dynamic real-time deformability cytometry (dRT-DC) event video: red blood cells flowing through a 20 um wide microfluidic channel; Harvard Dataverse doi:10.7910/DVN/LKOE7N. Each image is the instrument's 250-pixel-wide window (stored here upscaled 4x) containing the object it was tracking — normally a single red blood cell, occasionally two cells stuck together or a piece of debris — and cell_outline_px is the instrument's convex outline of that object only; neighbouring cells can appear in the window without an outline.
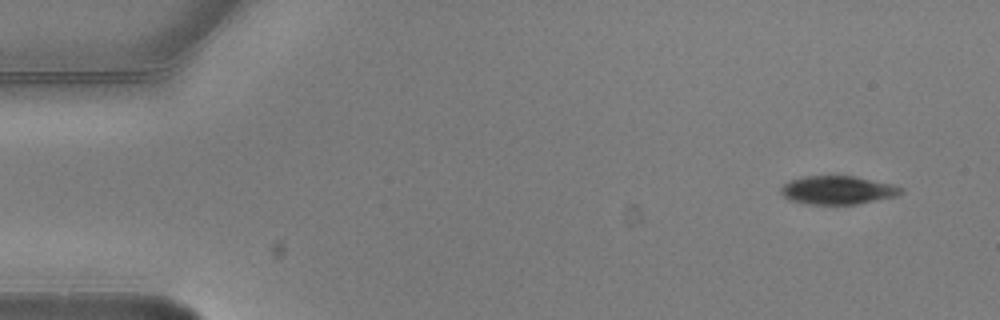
{"species": "common noctule bat (a hibernating species)", "species_latin": "Nyctalus noctula", "temperature_condition": "warm", "stored_images_in_passage": 7, "camera_frame_rate_fps": 3000, "um_per_image_px": 0.085, "animal": {"sex": "male", "body_mass_g": 20.5, "forearm_length_mm": 52.5}, "frame": {"image": 1, "passage_image": 1, "time_ms": 0.0, "image_size_px": [1000, 320], "cell_outline_px": [[904, 192], [900, 196], [856, 204], [808, 204], [788, 200], [780, 192], [780, 188], [784, 184], [792, 180], [804, 176], [856, 176], [892, 184], [904, 188]], "centroid_in_image_um": [71.25, 16.16], "position_along_channel_um": 13.8, "area_um2": 20.06}}
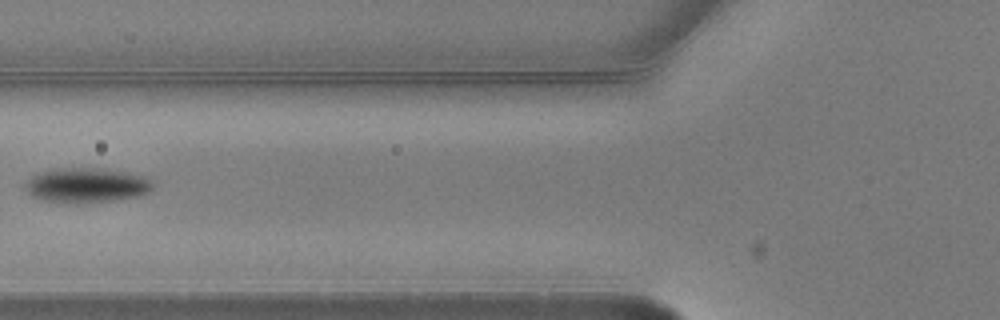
{"frame": {"image": 2, "passage_image": 6, "time_ms": 1.667, "image_size_px": [1000, 320], "cell_outline_px": [[152, 188], [148, 192], [140, 196], [116, 200], [64, 204], [44, 200], [32, 196], [24, 188], [28, 180], [32, 176], [40, 172], [52, 168], [100, 168], [128, 172], [148, 176], [152, 180]], "centroid_in_image_um": [7.37, 15.74], "position_along_channel_um": 118.4, "area_um2": 26.18}}